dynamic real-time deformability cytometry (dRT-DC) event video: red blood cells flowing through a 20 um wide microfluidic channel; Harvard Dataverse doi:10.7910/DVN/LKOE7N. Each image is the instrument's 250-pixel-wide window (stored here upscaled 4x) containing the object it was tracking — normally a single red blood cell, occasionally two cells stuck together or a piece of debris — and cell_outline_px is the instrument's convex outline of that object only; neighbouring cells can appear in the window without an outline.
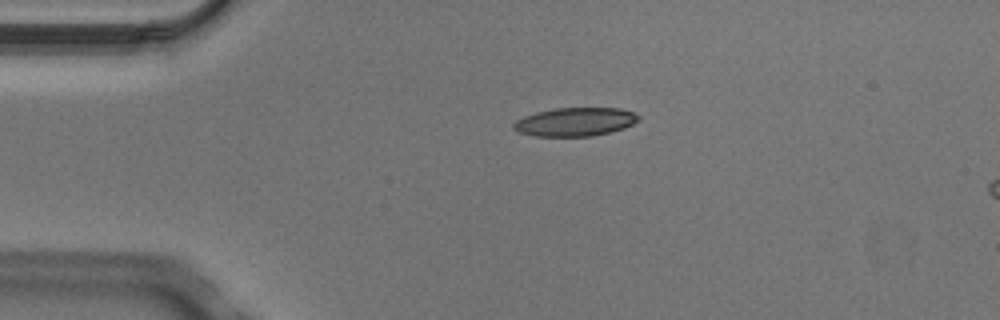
{"species": "Egyptian fruit bat (a non-hibernating species)", "species_latin": "Rousettus aegyptiacus", "temperature_condition": "cold", "stored_images_in_passage": 3, "camera_frame_rate_fps": 3000, "um_per_image_px": 0.085, "animal": {"sex": "male"}, "frame": {"image": 1, "passage_image": 1, "time_ms": 0.0, "image_size_px": [1000, 320], "cell_outline_px": [[640, 120], [624, 128], [612, 132], [592, 136], [536, 136], [520, 132], [512, 128], [512, 124], [516, 120], [524, 116], [536, 112], [556, 108], [620, 108], [632, 112], [640, 116]], "centroid_in_image_um": [48.9, 10.36], "position_along_channel_um": 36.1, "area_um2": 20.81}}